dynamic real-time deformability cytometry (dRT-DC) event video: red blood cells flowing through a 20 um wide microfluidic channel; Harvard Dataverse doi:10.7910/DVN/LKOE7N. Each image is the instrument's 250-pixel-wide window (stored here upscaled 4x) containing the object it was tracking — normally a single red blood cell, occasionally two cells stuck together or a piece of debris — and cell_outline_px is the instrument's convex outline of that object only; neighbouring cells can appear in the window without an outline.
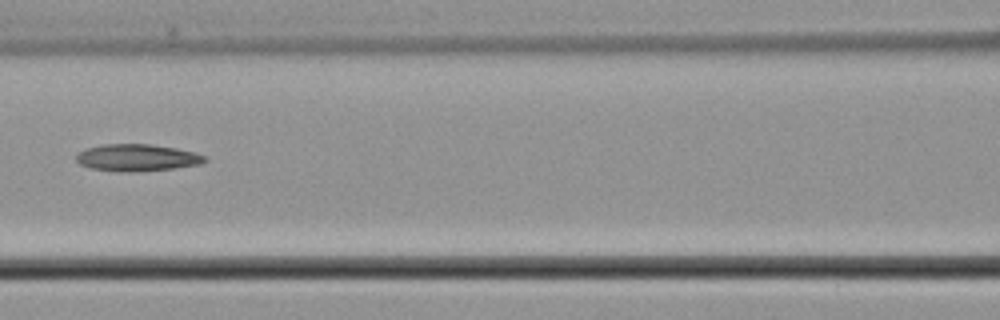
{"species": "common noctule bat (a hibernating species)", "species_latin": "Nyctalus noctula", "temperature_condition": "cold", "stored_images_in_passage": 6, "camera_frame_rate_fps": 3000, "um_per_image_px": 0.085, "animal": {"sex": "male", "body_mass_g": 21.5, "forearm_length_mm": 52.0}, "frame": {"image": 1, "passage_image": 6, "time_ms": 6.667, "image_size_px": [1000, 320], "cell_outline_px": [[208, 160], [200, 164], [172, 168], [128, 172], [116, 172], [88, 168], [80, 164], [76, 160], [76, 156], [80, 152], [88, 148], [104, 144], [152, 144], [176, 148], [196, 152], [208, 156]], "centroid_in_image_um": [11.67, 13.4], "position_along_channel_um": 154.9, "area_um2": 20.29}}